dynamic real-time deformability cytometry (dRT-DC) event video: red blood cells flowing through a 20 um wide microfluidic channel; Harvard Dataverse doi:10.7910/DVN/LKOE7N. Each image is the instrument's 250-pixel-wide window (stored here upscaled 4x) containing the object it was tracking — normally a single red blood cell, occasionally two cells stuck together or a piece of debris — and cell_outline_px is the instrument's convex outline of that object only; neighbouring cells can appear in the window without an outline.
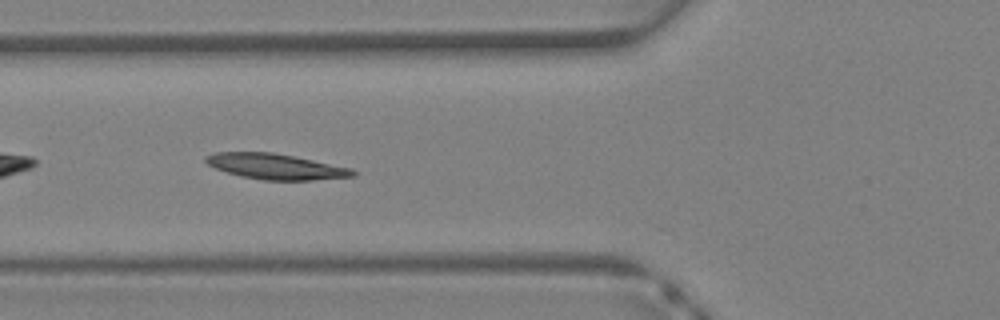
{"species": "Egyptian fruit bat (a non-hibernating species)", "species_latin": "Rousettus aegyptiacus", "temperature_condition": "warm", "stored_images_in_passage": 28, "camera_frame_rate_fps": 3000, "um_per_image_px": 0.085, "animal": {"sex": "female"}, "frame": {"image": 1, "passage_image": 5, "time_ms": 1.333, "image_size_px": [1000, 320], "cell_outline_px": [[356, 176], [312, 180], [264, 180], [240, 176], [216, 168], [208, 164], [204, 160], [204, 156], [212, 152], [272, 152], [352, 168], [356, 172]], "centroid_in_image_um": [23.41, 14.15], "position_along_channel_um": 102.4, "area_um2": 21.79}}